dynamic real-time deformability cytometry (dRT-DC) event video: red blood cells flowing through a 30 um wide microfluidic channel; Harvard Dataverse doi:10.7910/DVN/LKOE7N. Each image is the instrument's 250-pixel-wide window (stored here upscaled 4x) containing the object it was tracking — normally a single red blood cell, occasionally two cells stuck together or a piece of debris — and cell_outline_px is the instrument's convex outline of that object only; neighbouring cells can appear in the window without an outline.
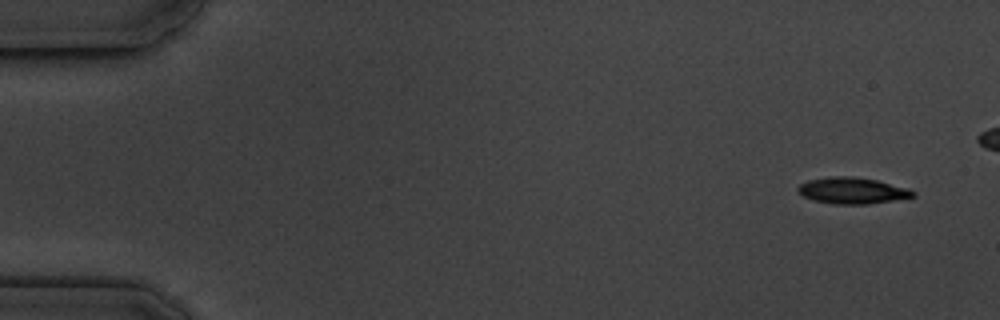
{"species": "common noctule bat (a hibernating species)", "species_latin": "Nyctalus noctula", "temperature_condition": "cold", "stored_images_in_passage": 6, "camera_frame_rate_fps": 3000, "um_per_image_px": 0.085, "animal": {"sex": "male", "body_mass_g": 19.5, "forearm_length_mm": 54.6}, "frame": {"image": 1, "passage_image": 1, "time_ms": 0.0, "image_size_px": [1000, 320], "cell_outline_px": [[916, 196], [868, 204], [832, 204], [812, 200], [804, 196], [796, 188], [800, 184], [808, 180], [832, 176], [852, 176], [876, 180], [908, 188], [916, 192]], "centroid_in_image_um": [72.44, 16.2], "position_along_channel_um": 12.6, "area_um2": 17.57}}